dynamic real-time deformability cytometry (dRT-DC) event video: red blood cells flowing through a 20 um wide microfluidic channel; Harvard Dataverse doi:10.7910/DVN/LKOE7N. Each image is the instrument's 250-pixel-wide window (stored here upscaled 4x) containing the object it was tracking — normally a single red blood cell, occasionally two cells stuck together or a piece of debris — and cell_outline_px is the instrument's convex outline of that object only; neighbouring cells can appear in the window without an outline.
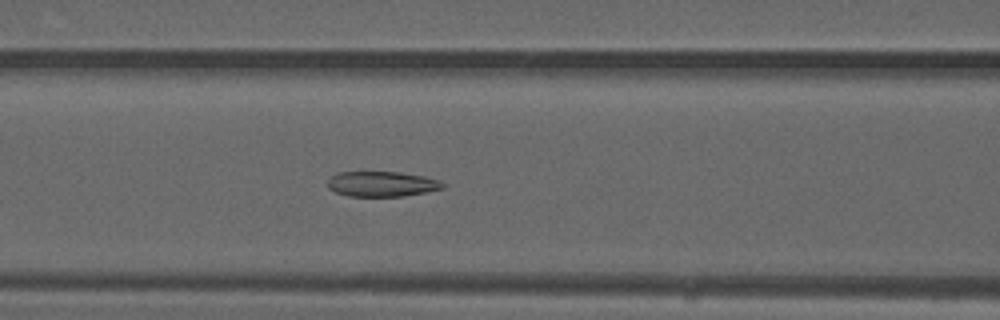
{"species": "common noctule bat (a hibernating species)", "species_latin": "Nyctalus noctula", "temperature_condition": "warm", "stored_images_in_passage": 50, "camera_frame_rate_fps": 3000, "um_per_image_px": 0.085, "animal": {"sex": "male", "forearm_length_mm": 52.5}, "frame": {"image": 1, "passage_image": 21, "time_ms": 6.667, "image_size_px": [1000, 320], "cell_outline_px": [[444, 188], [428, 192], [404, 196], [348, 196], [336, 192], [328, 188], [328, 180], [336, 172], [400, 172], [424, 176], [440, 180], [444, 184]], "centroid_in_image_um": [32.48, 15.64], "position_along_channel_um": 134.1, "area_um2": 16.99}}
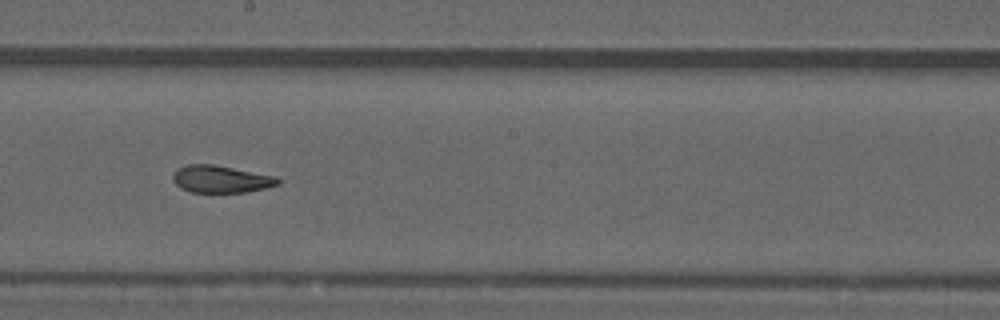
{"frame": {"image": 2, "passage_image": 28, "time_ms": 9.0, "image_size_px": [1000, 320], "cell_outline_px": [[280, 184], [248, 192], [192, 192], [180, 188], [172, 180], [172, 176], [180, 168], [188, 164], [212, 164], [276, 176], [280, 180]], "centroid_in_image_um": [18.79, 15.23], "position_along_channel_um": 229.4, "area_um2": 16.53}}
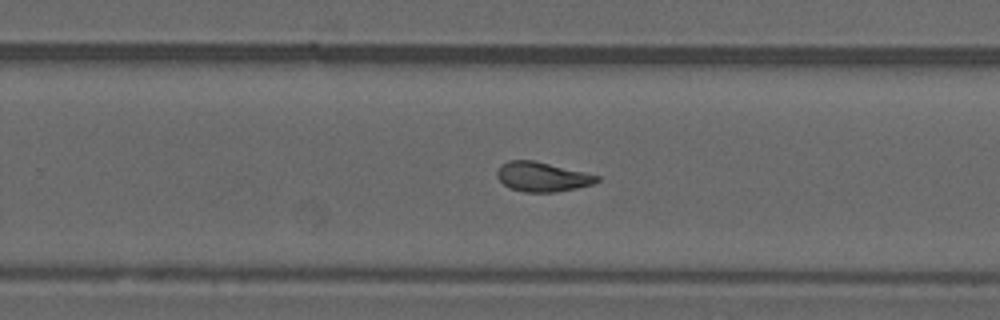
{"frame": {"image": 3, "passage_image": 32, "time_ms": 10.333, "image_size_px": [1000, 320], "cell_outline_px": [[600, 180], [592, 184], [576, 188], [556, 192], [524, 192], [508, 188], [496, 176], [496, 172], [500, 164], [508, 160], [532, 160], [584, 172], [600, 176]], "centroid_in_image_um": [46.05, 15.03], "position_along_channel_um": 283.8, "area_um2": 17.17}, "authors_computed_cell_mechanics": {"area_um2": 18.0336, "velocity_mm_per_s": 4.0876, "shape_relaxation_time_tau1_ms": null, "shape_relaxation_time_tau2_ms": 2.0431, "deformation_change_tau1": null, "deformation_change_tau2": 0.0908}}